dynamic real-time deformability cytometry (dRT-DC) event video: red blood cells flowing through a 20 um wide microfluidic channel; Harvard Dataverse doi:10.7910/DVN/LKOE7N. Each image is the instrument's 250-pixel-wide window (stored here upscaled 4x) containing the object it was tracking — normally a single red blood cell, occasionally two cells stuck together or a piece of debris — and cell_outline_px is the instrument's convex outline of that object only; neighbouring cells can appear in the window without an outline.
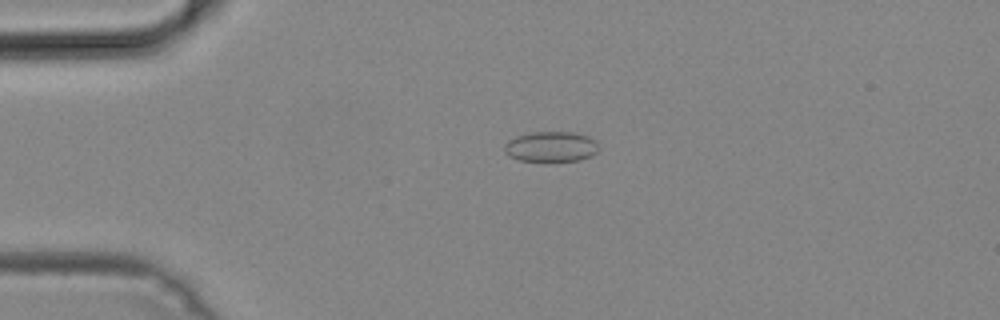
{"species": "common noctule bat (a hibernating species)", "species_latin": "Nyctalus noctula", "temperature_condition": "cold", "stored_images_in_passage": 44, "camera_frame_rate_fps": 3000, "um_per_image_px": 0.085, "animal": {"sex": "male", "body_mass_g": 19.2, "forearm_length_mm": 51.8}, "frame": {"image": 1, "passage_image": 5, "time_ms": 1.333, "image_size_px": [1000, 320], "cell_outline_px": [[600, 148], [592, 156], [580, 160], [544, 164], [520, 160], [508, 156], [504, 152], [504, 144], [508, 140], [516, 136], [532, 132], [576, 132], [588, 136], [596, 140]], "centroid_in_image_um": [46.84, 12.51], "position_along_channel_um": 38.2, "area_um2": 17.57}}
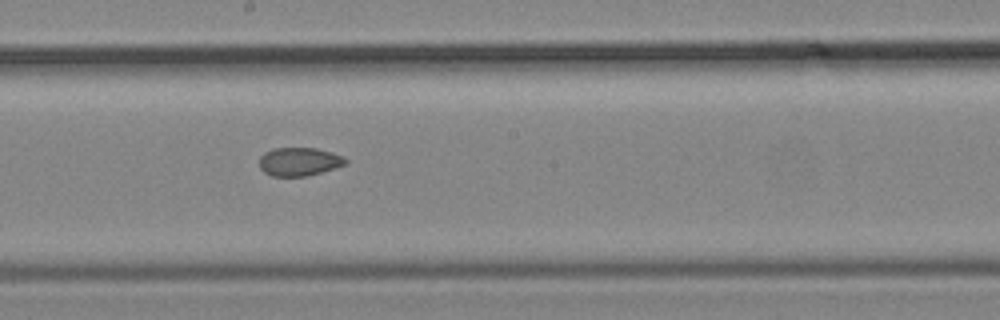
{"frame": {"image": 2, "passage_image": 21, "time_ms": 6.667, "image_size_px": [1000, 320], "cell_outline_px": [[348, 164], [308, 176], [272, 176], [264, 172], [260, 168], [260, 156], [264, 152], [272, 148], [316, 148], [332, 152], [344, 156], [348, 160]], "centroid_in_image_um": [25.46, 13.73], "position_along_channel_um": 222.7, "area_um2": 14.45}}
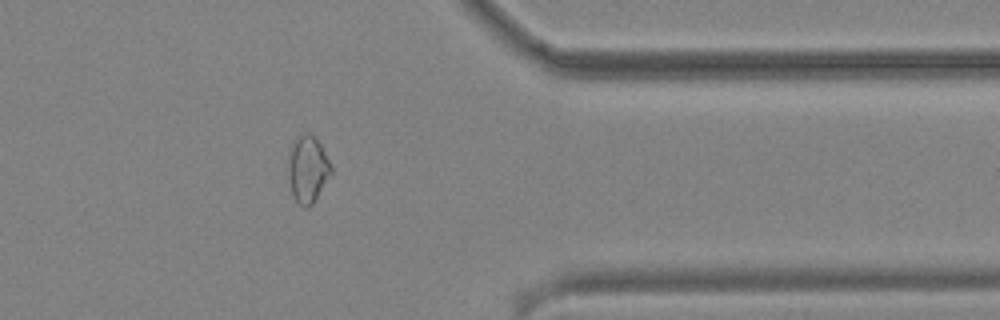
{"frame": {"image": 3, "passage_image": 34, "time_ms": 11.0, "image_size_px": [1000, 320], "cell_outline_px": [[332, 172], [312, 204], [308, 208], [304, 208], [296, 200], [292, 192], [288, 176], [288, 152], [292, 140], [296, 136], [304, 132], [308, 132], [320, 144], [332, 164]], "centroid_in_image_um": [26.13, 14.33], "position_along_channel_um": 385.3, "area_um2": 16.82}}